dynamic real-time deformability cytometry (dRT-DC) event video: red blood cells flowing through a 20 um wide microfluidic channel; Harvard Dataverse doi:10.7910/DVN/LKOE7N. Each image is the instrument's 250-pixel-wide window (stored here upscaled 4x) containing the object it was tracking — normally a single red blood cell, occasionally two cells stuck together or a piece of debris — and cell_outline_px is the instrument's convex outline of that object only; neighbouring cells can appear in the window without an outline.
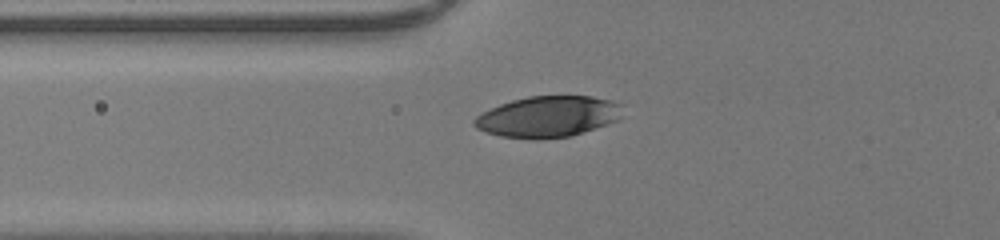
{"species": "human", "species_latin": "Homo sapiens", "temperature_condition": "room temperature", "stored_images_in_passage": 40, "camera_frame_rate_fps": 3000, "um_per_image_px": 0.085, "donor": {"sex": "male"}, "frame": {"image": 1, "passage_image": 11, "time_ms": 3.333, "image_size_px": [1000, 240], "cell_outline_px": [[620, 120], [572, 136], [536, 140], [532, 140], [500, 136], [484, 132], [476, 128], [472, 124], [472, 120], [480, 112], [500, 104], [512, 100], [528, 96], [592, 96], [612, 100], [620, 104]], "centroid_in_image_um": [46.53, 9.93], "position_along_channel_um": 79.3, "area_um2": 35.95}}
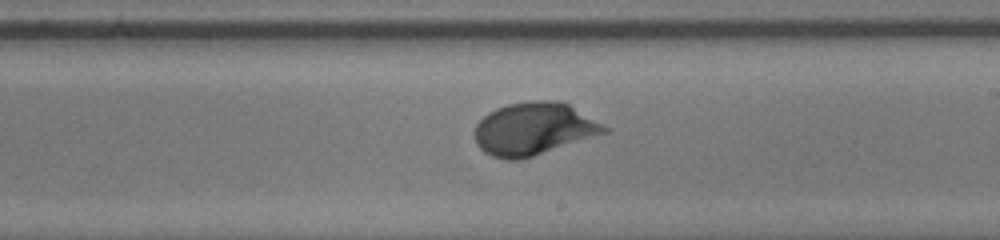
{"frame": {"image": 2, "passage_image": 23, "time_ms": 7.333, "image_size_px": [1000, 240], "cell_outline_px": [[608, 132], [520, 160], [508, 160], [492, 156], [484, 152], [476, 144], [472, 132], [476, 124], [488, 112], [496, 108], [508, 104], [536, 100], [556, 100], [568, 104], [608, 128]], "centroid_in_image_um": [45.3, 10.96], "position_along_channel_um": 243.7, "area_um2": 39.48}}
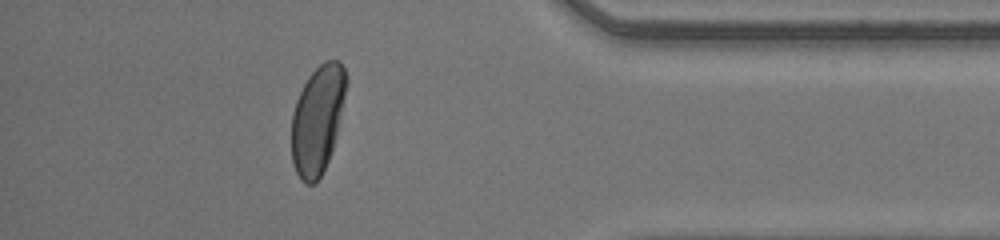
{"frame": {"image": 3, "passage_image": 36, "time_ms": 11.667, "image_size_px": [1000, 240], "cell_outline_px": [[348, 84], [332, 148], [328, 160], [316, 184], [304, 184], [300, 180], [296, 172], [292, 160], [292, 112], [296, 100], [308, 76], [324, 60], [340, 60], [344, 68], [348, 80]], "centroid_in_image_um": [26.99, 10.14], "position_along_channel_um": 408.2, "area_um2": 34.39}, "authors_computed_cell_mechanics": {"area_um2": 37.5989, "velocity_mm_per_s": 4.2125, "shape_relaxation_time_tau1_ms": 2.6947, "shape_relaxation_time_tau2_ms": null, "deformation_change_tau1": 0.145, "deformation_change_tau2": null}}